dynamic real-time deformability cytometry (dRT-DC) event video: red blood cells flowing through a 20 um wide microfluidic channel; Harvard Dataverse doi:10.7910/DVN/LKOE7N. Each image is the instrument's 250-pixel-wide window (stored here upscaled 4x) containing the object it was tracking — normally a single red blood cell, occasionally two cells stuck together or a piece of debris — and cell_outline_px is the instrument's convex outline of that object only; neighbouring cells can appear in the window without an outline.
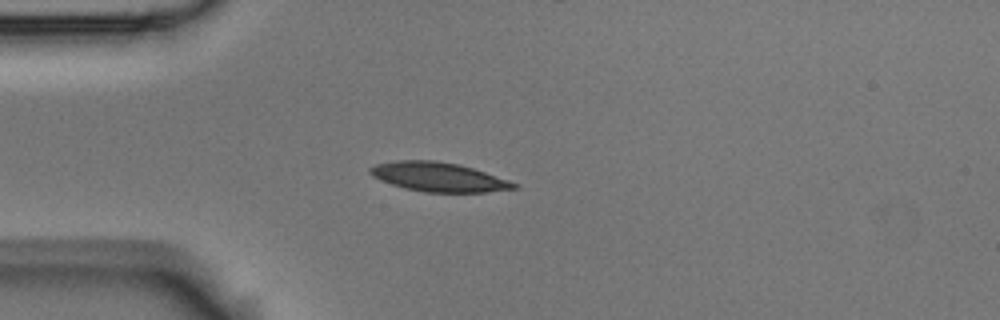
{"species": "Egyptian fruit bat (a non-hibernating species)", "species_latin": "Rousettus aegyptiacus", "temperature_condition": "room temperature", "stored_images_in_passage": 6, "camera_frame_rate_fps": 3000, "um_per_image_px": 0.085, "animal": {"sex": "male"}, "frame": {"image": 1, "passage_image": 4, "time_ms": 1.0, "image_size_px": [1000, 320], "cell_outline_px": [[520, 188], [484, 192], [424, 192], [404, 188], [380, 180], [372, 176], [368, 172], [368, 168], [376, 164], [396, 160], [436, 160], [460, 164], [520, 184]], "centroid_in_image_um": [37.26, 15.04], "position_along_channel_um": 47.7, "area_um2": 24.57}}
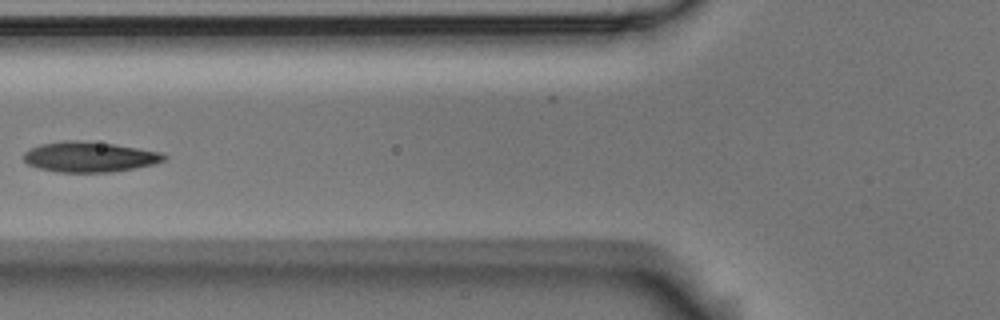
{"frame": {"image": 2, "passage_image": 6, "time_ms": 1.667, "image_size_px": [1000, 320], "cell_outline_px": [[168, 156], [164, 160], [152, 164], [112, 172], [56, 172], [40, 168], [28, 164], [24, 160], [24, 152], [40, 144], [64, 140], [80, 140], [112, 144], [160, 152]], "centroid_in_image_um": [7.57, 13.33], "position_along_channel_um": 118.2, "area_um2": 24.51}}